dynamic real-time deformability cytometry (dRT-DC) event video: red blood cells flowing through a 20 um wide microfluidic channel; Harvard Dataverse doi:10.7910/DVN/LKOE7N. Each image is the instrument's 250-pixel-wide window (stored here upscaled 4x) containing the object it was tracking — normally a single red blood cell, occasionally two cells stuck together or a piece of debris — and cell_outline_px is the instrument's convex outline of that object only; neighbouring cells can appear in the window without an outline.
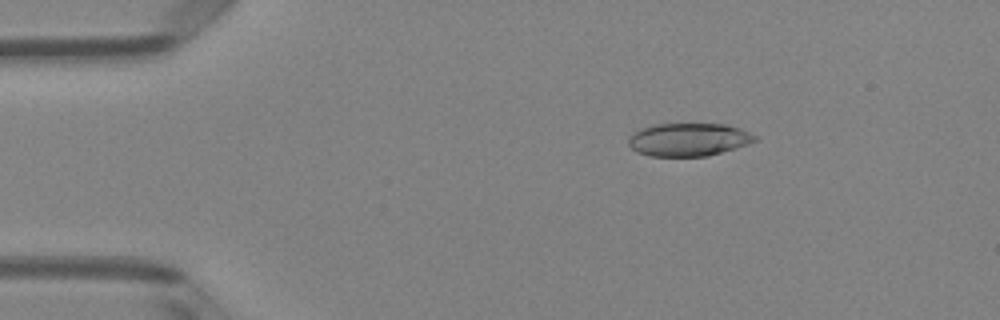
{"species": "Egyptian fruit bat (a non-hibernating species)", "species_latin": "Rousettus aegyptiacus", "temperature_condition": "room temperature", "stored_images_in_passage": 50, "camera_frame_rate_fps": 3000, "um_per_image_px": 0.085, "animal": {"sex": "female"}, "frame": {"image": 1, "passage_image": 8, "time_ms": 2.333, "image_size_px": [1000, 320], "cell_outline_px": [[756, 140], [748, 144], [736, 148], [708, 156], [648, 156], [636, 152], [628, 144], [628, 136], [640, 128], [656, 124], [724, 124], [740, 128], [756, 136]], "centroid_in_image_um": [58.49, 11.87], "position_along_channel_um": 26.5, "area_um2": 24.39}}
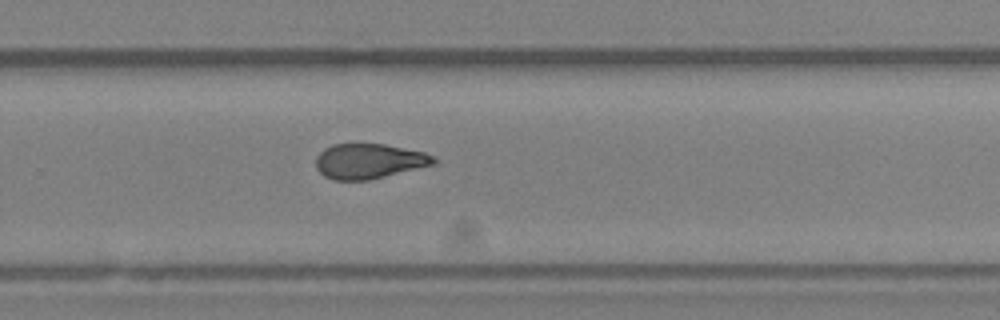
{"frame": {"image": 2, "passage_image": 33, "time_ms": 10.667, "image_size_px": [1000, 320], "cell_outline_px": [[436, 164], [368, 180], [332, 180], [324, 176], [316, 168], [316, 156], [324, 148], [332, 144], [384, 144], [424, 152], [436, 156]], "centroid_in_image_um": [31.36, 13.7], "position_along_channel_um": 298.4, "area_um2": 24.1}}
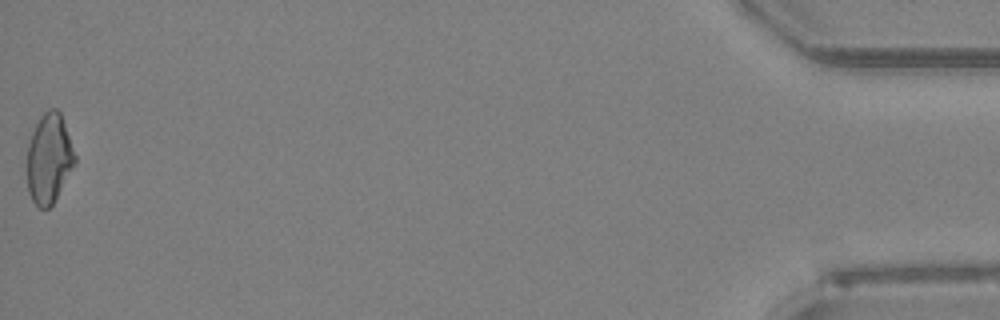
{"frame": {"image": 3, "passage_image": 50, "time_ms": 16.333, "image_size_px": [1000, 320], "cell_outline_px": [[76, 164], [52, 204], [48, 208], [40, 208], [32, 200], [28, 192], [28, 144], [32, 132], [40, 116], [48, 108], [56, 108], [60, 112], [76, 156]], "centroid_in_image_um": [4.18, 13.46], "position_along_channel_um": 431.0, "area_um2": 24.8}, "authors_computed_cell_mechanics": {"area_um2": 25.1719, "velocity_mm_per_s": 4.0507, "shape_relaxation_time_tau1_ms": 4.9604, "shape_relaxation_time_tau2_ms": 2.2675, "deformation_change_tau1": 0.1606, "deformation_change_tau2": 0.0965}}